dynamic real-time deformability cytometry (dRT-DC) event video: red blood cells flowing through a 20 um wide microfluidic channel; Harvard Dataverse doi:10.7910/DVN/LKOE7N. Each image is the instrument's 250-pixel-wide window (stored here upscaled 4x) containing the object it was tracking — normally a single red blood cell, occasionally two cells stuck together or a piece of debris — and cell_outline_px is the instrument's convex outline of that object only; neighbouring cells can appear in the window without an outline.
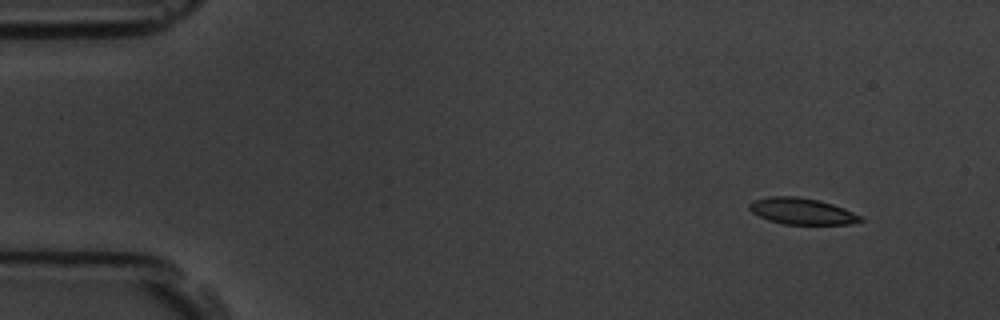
{"species": "common noctule bat (a hibernating species)", "species_latin": "Nyctalus noctula", "temperature_condition": "room temperature", "stored_images_in_passage": 4, "camera_frame_rate_fps": 3000, "um_per_image_px": 0.085, "animal": {"sex": "male", "body_mass_g": 19.5, "forearm_length_mm": 54.6}, "frame": {"image": 1, "passage_image": 1, "time_ms": 0.0, "image_size_px": [1000, 320], "cell_outline_px": [[864, 220], [852, 224], [784, 224], [768, 220], [752, 212], [748, 208], [748, 204], [752, 200], [768, 196], [796, 196], [820, 200], [844, 208], [864, 216]], "centroid_in_image_um": [68.17, 17.94], "position_along_channel_um": 16.8, "area_um2": 17.28}}
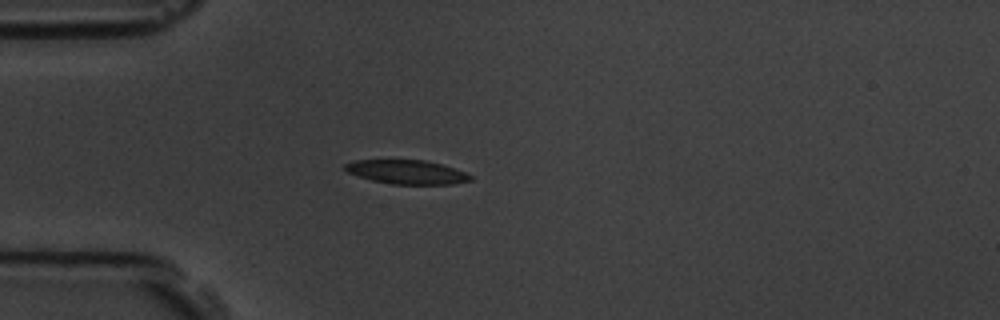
{"frame": {"image": 2, "passage_image": 3, "time_ms": 3.333, "image_size_px": [1000, 320], "cell_outline_px": [[472, 180], [452, 184], [392, 184], [372, 180], [348, 172], [344, 168], [344, 164], [356, 160], [424, 160], [440, 164], [464, 172], [472, 176]], "centroid_in_image_um": [34.57, 14.62], "position_along_channel_um": 50.4, "area_um2": 17.22}}